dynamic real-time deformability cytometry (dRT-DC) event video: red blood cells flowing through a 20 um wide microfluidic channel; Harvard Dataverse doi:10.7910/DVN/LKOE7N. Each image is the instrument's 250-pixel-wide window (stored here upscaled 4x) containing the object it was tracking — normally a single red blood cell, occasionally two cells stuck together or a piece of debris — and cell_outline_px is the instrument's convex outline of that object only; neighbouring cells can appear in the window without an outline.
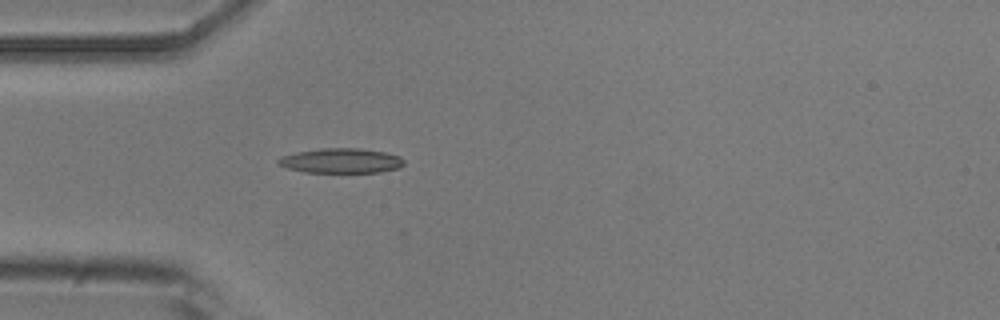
{"species": "common noctule bat (a hibernating species)", "species_latin": "Nyctalus noctula", "temperature_condition": "room temperature", "stored_images_in_passage": 5, "camera_frame_rate_fps": 3000, "um_per_image_px": 0.085, "animal": {"sex": "male", "body_mass_g": 20.5, "forearm_length_mm": 52.5}, "frame": {"image": 1, "passage_image": 5, "time_ms": 4.333, "image_size_px": [1000, 320], "cell_outline_px": [[404, 164], [400, 168], [380, 172], [304, 172], [288, 168], [280, 164], [276, 160], [284, 156], [296, 152], [320, 148], [360, 148], [384, 152], [400, 156], [404, 160]], "centroid_in_image_um": [29.03, 13.66], "position_along_channel_um": 56.0, "area_um2": 18.09}}